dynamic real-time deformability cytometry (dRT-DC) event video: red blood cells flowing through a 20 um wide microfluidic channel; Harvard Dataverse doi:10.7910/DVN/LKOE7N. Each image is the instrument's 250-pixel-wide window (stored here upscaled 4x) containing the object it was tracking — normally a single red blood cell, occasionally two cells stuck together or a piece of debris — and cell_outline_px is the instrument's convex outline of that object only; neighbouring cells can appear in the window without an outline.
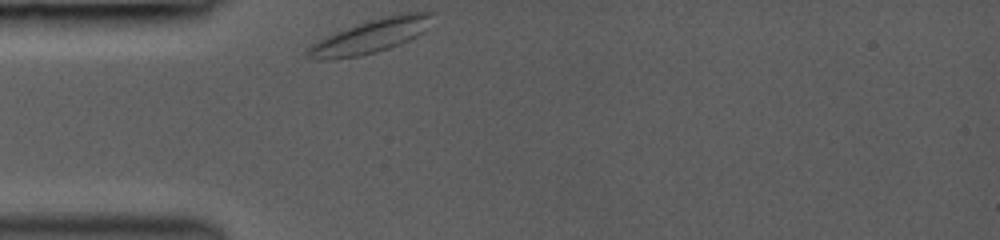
{"species": "common noctule bat (a hibernating species)", "species_latin": "Nyctalus noctula", "temperature_condition": "room temperature", "stored_images_in_passage": 3, "camera_frame_rate_fps": 3000, "um_per_image_px": 0.085, "animal": {"sex": "female", "body_mass_g": 19.0, "forearm_length_mm": 53.3}, "frame": {"image": 1, "passage_image": 1, "time_ms": 0.0, "image_size_px": [1000, 240], "cell_outline_px": [[436, 12], [420, 32], [416, 36], [400, 44], [376, 52], [360, 56], [332, 60], [320, 60], [304, 56], [304, 52], [312, 44], [328, 36], [356, 24], [384, 16], [404, 12]], "centroid_in_image_um": [31.44, 3.1], "position_along_channel_um": 53.6, "area_um2": 24.04}}